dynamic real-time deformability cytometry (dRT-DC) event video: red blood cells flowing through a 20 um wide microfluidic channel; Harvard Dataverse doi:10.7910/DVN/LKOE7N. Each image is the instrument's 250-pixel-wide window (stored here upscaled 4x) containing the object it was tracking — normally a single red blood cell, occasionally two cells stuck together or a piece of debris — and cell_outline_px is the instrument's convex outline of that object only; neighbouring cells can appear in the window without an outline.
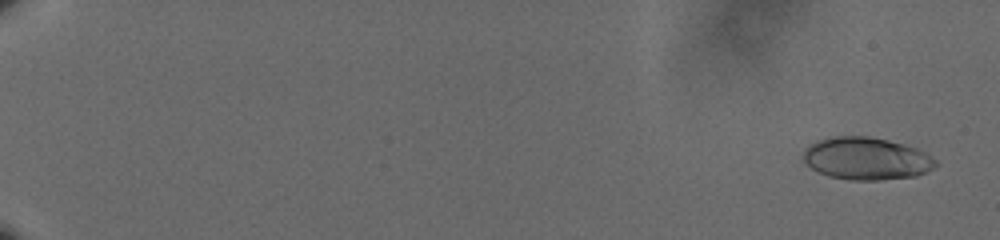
{"species": "human", "species_latin": "Homo sapiens", "temperature_condition": "cold", "stored_images_in_passage": 61, "camera_frame_rate_fps": 3000, "um_per_image_px": 0.085, "donor": {"sex": "male"}, "frame": {"image": 1, "passage_image": 3, "time_ms": 0.667, "image_size_px": [1000, 240], "cell_outline_px": [[936, 164], [928, 172], [916, 176], [880, 180], [848, 180], [828, 176], [812, 168], [804, 160], [804, 148], [808, 144], [816, 140], [832, 136], [868, 136], [888, 140], [904, 144], [916, 148], [932, 156], [936, 160]], "centroid_in_image_um": [73.64, 13.47], "position_along_channel_um": 11.4, "area_um2": 32.89}}
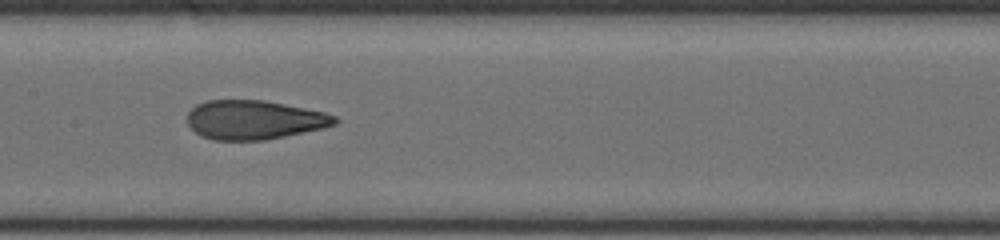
{"frame": {"image": 2, "passage_image": 35, "time_ms": 11.333, "image_size_px": [1000, 240], "cell_outline_px": [[340, 120], [336, 124], [324, 128], [264, 140], [212, 140], [200, 136], [188, 124], [188, 112], [196, 104], [208, 100], [264, 100], [324, 112], [336, 116]], "centroid_in_image_um": [21.61, 10.19], "position_along_channel_um": 185.8, "area_um2": 33.58}}
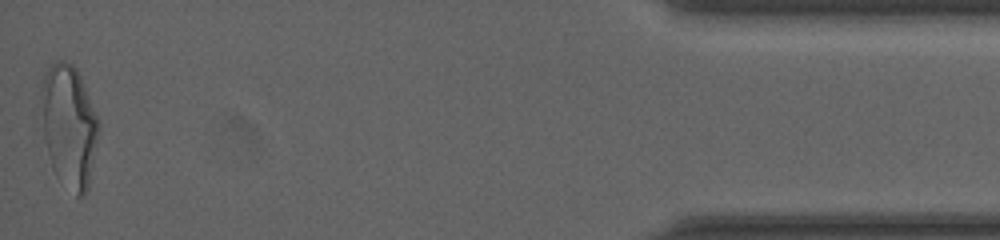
{"frame": {"image": 3, "passage_image": 61, "time_ms": 20.0, "image_size_px": [1000, 240], "cell_outline_px": [[100, 128], [88, 188], [84, 196], [76, 196], [56, 176], [52, 168], [44, 136], [40, 96], [40, 88], [44, 76], [48, 68], [56, 60], [64, 60], [72, 64], [76, 68], [80, 76], [100, 120]], "centroid_in_image_um": [5.88, 10.69], "position_along_channel_um": 429.3, "area_um2": 41.21}, "authors_computed_cell_mechanics": {"area_um2": 33.6396, "velocity_mm_per_s": 3.62, "shape_relaxation_time_tau1_ms": 6.1759, "shape_relaxation_time_tau2_ms": 1.13, "deformation_change_tau1": 0.1908, "deformation_change_tau2": 0.0871}}